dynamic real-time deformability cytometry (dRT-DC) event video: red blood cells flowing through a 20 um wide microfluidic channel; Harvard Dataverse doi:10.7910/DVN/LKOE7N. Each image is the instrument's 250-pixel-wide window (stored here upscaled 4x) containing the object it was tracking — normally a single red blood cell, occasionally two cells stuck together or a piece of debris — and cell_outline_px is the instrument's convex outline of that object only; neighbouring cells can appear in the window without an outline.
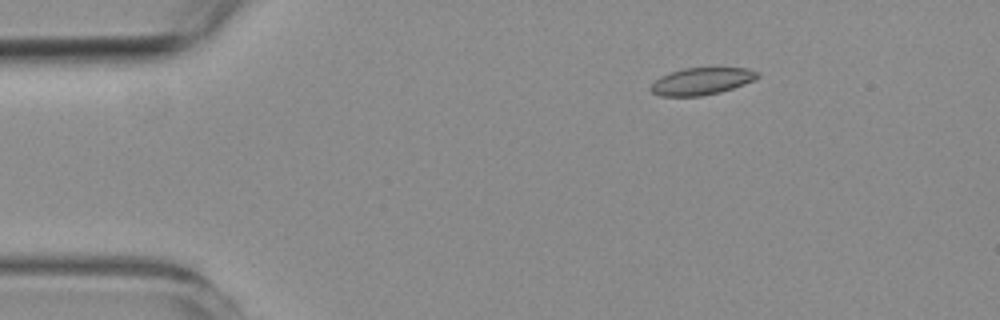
{"species": "common noctule bat (a hibernating species)", "species_latin": "Nyctalus noctula", "temperature_condition": "room temperature", "stored_images_in_passage": 47, "camera_frame_rate_fps": 3000, "um_per_image_px": 0.085, "animal": {"sex": "female", "body_mass_g": 19.3, "forearm_length_mm": 54.1}, "frame": {"image": 1, "passage_image": 1, "time_ms": 0.0, "image_size_px": [1000, 320], "cell_outline_px": [[760, 76], [752, 80], [732, 88], [720, 92], [700, 96], [660, 96], [652, 92], [648, 88], [660, 76], [684, 68], [748, 68], [760, 72]], "centroid_in_image_um": [59.62, 6.9], "position_along_channel_um": 25.4, "area_um2": 16.7}}
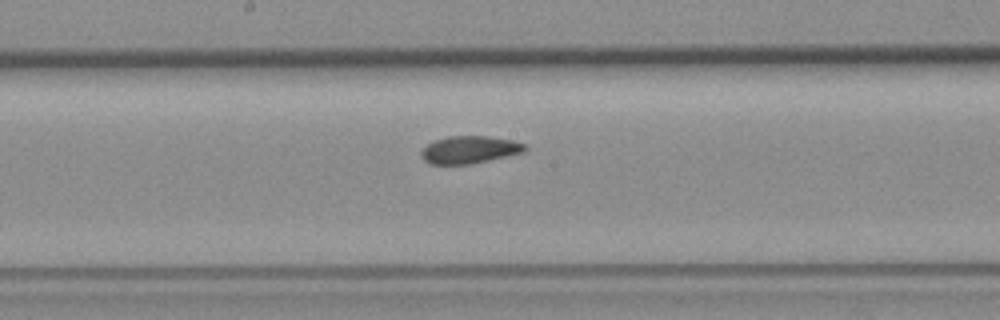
{"frame": {"image": 2, "passage_image": 21, "time_ms": 6.667, "image_size_px": [1000, 320], "cell_outline_px": [[528, 148], [524, 152], [472, 164], [428, 164], [420, 156], [420, 152], [428, 144], [436, 140], [448, 136], [488, 136], [512, 140], [528, 144]], "centroid_in_image_um": [39.93, 12.73], "position_along_channel_um": 208.3, "area_um2": 16.7}}
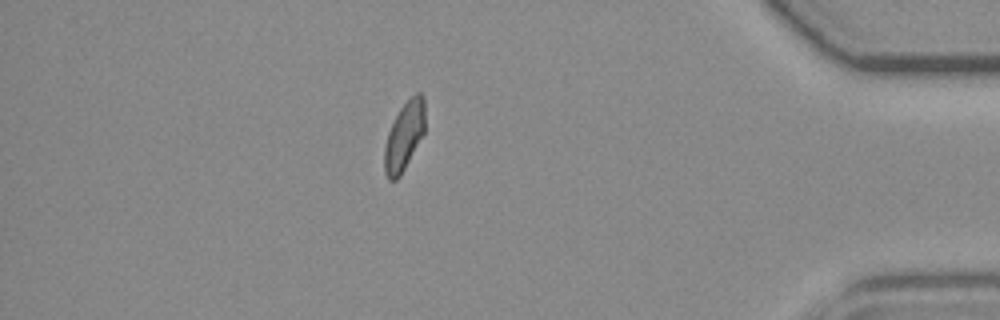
{"frame": {"image": 3, "passage_image": 40, "time_ms": 13.0, "image_size_px": [1000, 320], "cell_outline_px": [[424, 132], [400, 176], [396, 180], [388, 180], [384, 172], [384, 148], [388, 132], [400, 108], [416, 92], [420, 92], [424, 96]], "centroid_in_image_um": [34.34, 11.58], "position_along_channel_um": 400.9, "area_um2": 15.95}, "authors_computed_cell_mechanics": {"area_um2": 16.8198, "velocity_mm_per_s": 3.7484, "shape_relaxation_time_tau1_ms": 4.8652, "shape_relaxation_time_tau2_ms": 2.01, "deformation_change_tau1": 0.1176, "deformation_change_tau2": 0.0676}}